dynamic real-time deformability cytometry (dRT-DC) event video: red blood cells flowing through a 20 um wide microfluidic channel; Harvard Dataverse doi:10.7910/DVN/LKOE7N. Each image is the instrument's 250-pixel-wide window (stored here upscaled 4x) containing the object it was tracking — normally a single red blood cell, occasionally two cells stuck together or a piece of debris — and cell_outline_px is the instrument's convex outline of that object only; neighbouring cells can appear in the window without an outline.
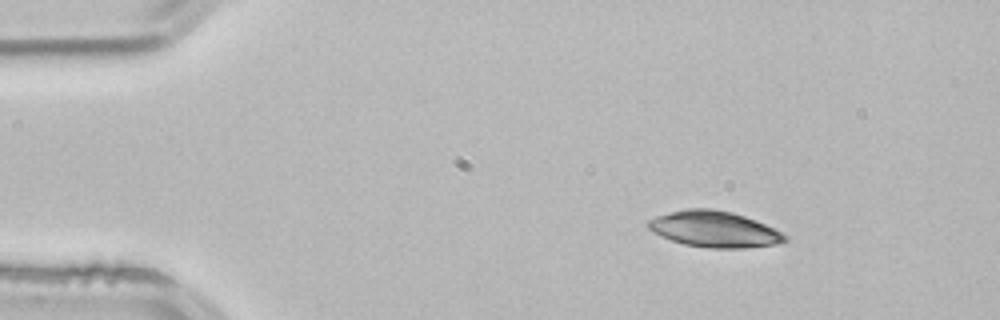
{"species": "common noctule bat (a hibernating species)", "species_latin": "Nyctalus noctula", "temperature_condition": "room temperature", "stored_images_in_passage": 2, "camera_frame_rate_fps": 3000, "um_per_image_px": 0.085, "animal": {"sex": "male", "body_mass_g": 21.5, "forearm_length_mm": 52.0}, "frame": {"image": 1, "passage_image": 1, "time_ms": 0.0, "image_size_px": [1000, 320], "cell_outline_px": [[788, 240], [776, 244], [744, 248], [708, 248], [684, 244], [660, 236], [652, 232], [648, 228], [648, 220], [656, 216], [688, 208], [712, 208], [732, 212], [756, 220], [788, 236]], "centroid_in_image_um": [60.71, 19.48], "position_along_channel_um": 24.3, "area_um2": 28.61}}